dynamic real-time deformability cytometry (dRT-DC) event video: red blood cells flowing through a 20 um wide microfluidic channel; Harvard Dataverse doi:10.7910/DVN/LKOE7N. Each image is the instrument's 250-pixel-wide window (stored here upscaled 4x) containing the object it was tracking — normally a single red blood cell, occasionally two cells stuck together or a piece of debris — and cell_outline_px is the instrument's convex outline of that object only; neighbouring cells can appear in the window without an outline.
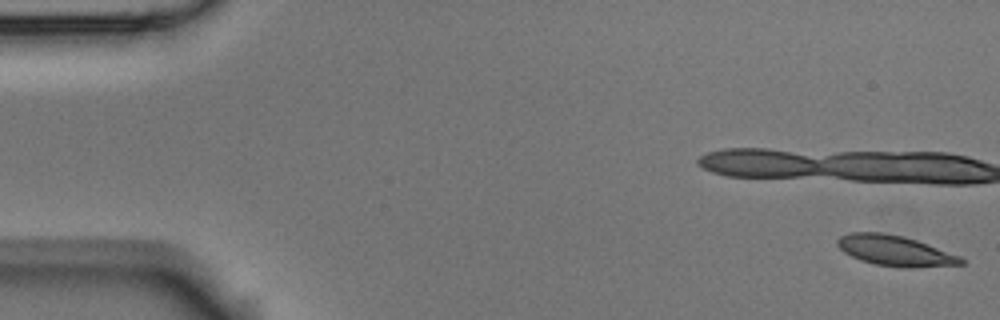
{"species": "Egyptian fruit bat (a non-hibernating species)", "species_latin": "Rousettus aegyptiacus", "temperature_condition": "room temperature", "stored_images_in_passage": 15, "camera_frame_rate_fps": 3000, "um_per_image_px": 0.085, "animal": {"sex": "male"}, "frame": {"image": 1, "passage_image": 1, "time_ms": 0.0, "image_size_px": [1000, 320], "cell_outline_px": [[964, 264], [912, 268], [900, 268], [876, 264], [860, 260], [844, 252], [836, 244], [836, 240], [840, 236], [852, 232], [880, 232], [904, 236], [916, 240], [960, 256], [964, 260]], "centroid_in_image_um": [76.07, 21.31], "position_along_channel_um": 8.9, "area_um2": 21.91}}